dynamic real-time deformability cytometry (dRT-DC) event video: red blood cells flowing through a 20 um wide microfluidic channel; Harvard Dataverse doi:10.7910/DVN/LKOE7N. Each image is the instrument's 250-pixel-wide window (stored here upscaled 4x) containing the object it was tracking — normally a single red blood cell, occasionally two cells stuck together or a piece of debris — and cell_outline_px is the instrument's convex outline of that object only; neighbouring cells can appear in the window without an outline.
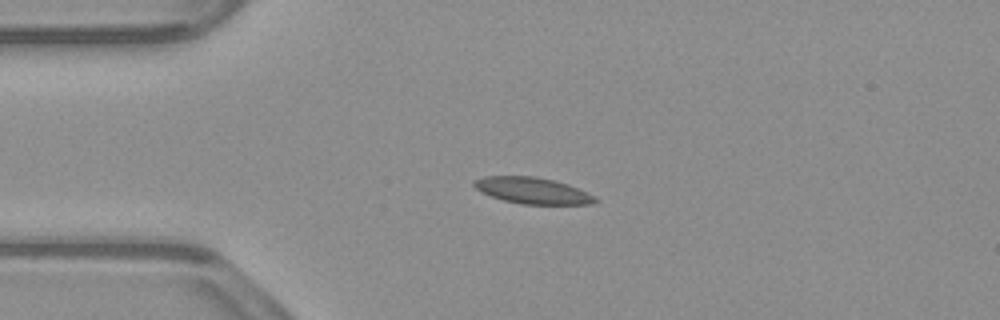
{"species": "common noctule bat (a hibernating species)", "species_latin": "Nyctalus noctula", "temperature_condition": "warm", "stored_images_in_passage": 41, "camera_frame_rate_fps": 3000, "um_per_image_px": 0.085, "animal": {"sex": "male", "body_mass_g": 23.1, "forearm_length_mm": 52.7}, "frame": {"image": 1, "passage_image": 1, "time_ms": 0.0, "image_size_px": [1000, 320], "cell_outline_px": [[600, 200], [592, 204], [520, 204], [504, 200], [480, 192], [472, 184], [472, 180], [484, 176], [536, 176], [568, 184], [596, 196]], "centroid_in_image_um": [45.26, 16.2], "position_along_channel_um": 39.7, "area_um2": 18.67}}
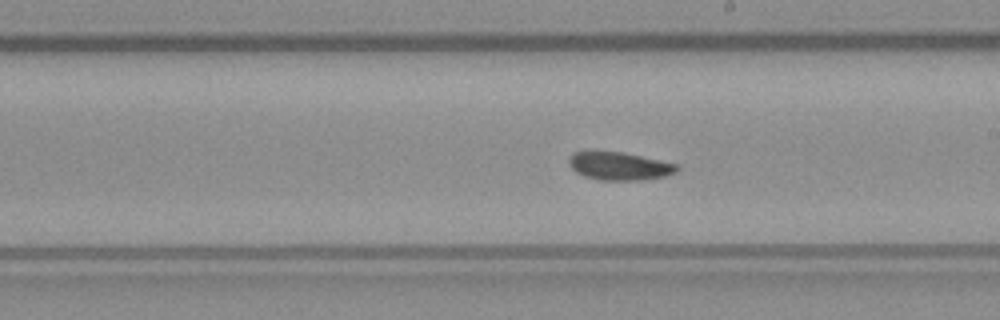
{"frame": {"image": 2, "passage_image": 18, "time_ms": 5.667, "image_size_px": [1000, 320], "cell_outline_px": [[680, 168], [676, 172], [664, 176], [644, 180], [600, 180], [584, 176], [576, 172], [568, 164], [568, 160], [572, 152], [624, 152], [676, 164]], "centroid_in_image_um": [52.63, 14.12], "position_along_channel_um": 236.4, "area_um2": 17.51}}
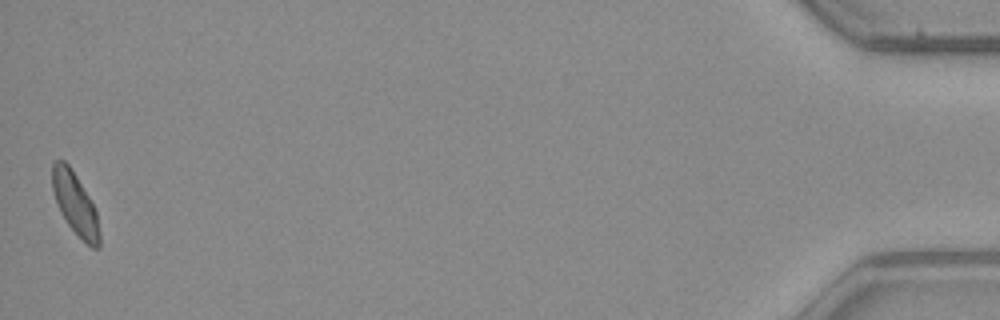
{"frame": {"image": 3, "passage_image": 41, "time_ms": 13.333, "image_size_px": [1000, 320], "cell_outline_px": [[100, 248], [92, 248], [68, 224], [56, 200], [52, 188], [52, 164], [56, 160], [64, 160], [68, 164], [76, 176], [88, 196], [96, 212], [100, 236]], "centroid_in_image_um": [6.39, 17.3], "position_along_channel_um": 428.8, "area_um2": 16.42}, "authors_computed_cell_mechanics": {"area_um2": 17.9758, "velocity_mm_per_s": 3.8823, "shape_relaxation_time_tau1_ms": 2.7245, "shape_relaxation_time_tau2_ms": 1.8565, "deformation_change_tau1": 0.0829, "deformation_change_tau2": 0.068}}